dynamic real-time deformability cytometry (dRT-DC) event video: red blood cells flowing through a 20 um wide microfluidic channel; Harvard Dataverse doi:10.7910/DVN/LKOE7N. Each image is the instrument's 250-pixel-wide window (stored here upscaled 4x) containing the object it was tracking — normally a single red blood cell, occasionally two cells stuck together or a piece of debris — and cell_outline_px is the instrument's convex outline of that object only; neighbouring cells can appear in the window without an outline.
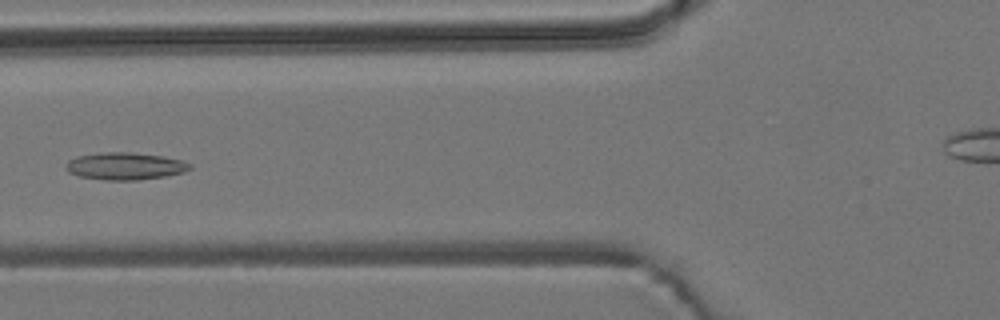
{"species": "common noctule bat (a hibernating species)", "species_latin": "Nyctalus noctula", "temperature_condition": "room temperature", "stored_images_in_passage": 5, "camera_frame_rate_fps": 3000, "um_per_image_px": 0.085, "animal": {"sex": "male", "body_mass_g": 19.2, "forearm_length_mm": 51.8}, "frame": {"image": 1, "passage_image": 4, "time_ms": 3.333, "image_size_px": [1000, 320], "cell_outline_px": [[192, 168], [184, 172], [164, 176], [136, 180], [108, 180], [80, 176], [68, 172], [64, 168], [64, 164], [68, 160], [76, 156], [104, 152], [132, 152], [164, 156], [180, 160], [192, 164]], "centroid_in_image_um": [10.61, 14.11], "position_along_channel_um": 115.2, "area_um2": 19.77}}
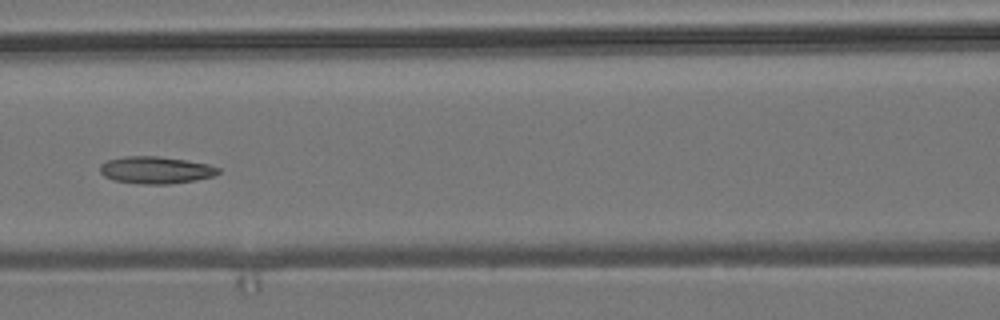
{"frame": {"image": 2, "passage_image": 5, "time_ms": 4.333, "image_size_px": [1000, 320], "cell_outline_px": [[220, 172], [216, 176], [196, 180], [168, 184], [140, 184], [112, 180], [104, 176], [100, 172], [100, 164], [108, 160], [124, 156], [156, 156], [184, 160], [208, 164], [220, 168]], "centroid_in_image_um": [13.24, 14.46], "position_along_channel_um": 153.4, "area_um2": 18.79}}